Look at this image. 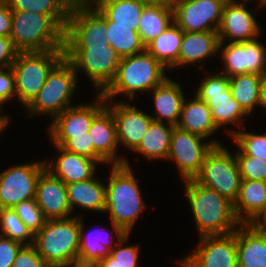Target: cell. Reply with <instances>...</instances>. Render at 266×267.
<instances>
[{"label":"cell","instance_id":"cell-47","mask_svg":"<svg viewBox=\"0 0 266 267\" xmlns=\"http://www.w3.org/2000/svg\"><path fill=\"white\" fill-rule=\"evenodd\" d=\"M12 30V10L0 0V36L9 37Z\"/></svg>","mask_w":266,"mask_h":267},{"label":"cell","instance_id":"cell-19","mask_svg":"<svg viewBox=\"0 0 266 267\" xmlns=\"http://www.w3.org/2000/svg\"><path fill=\"white\" fill-rule=\"evenodd\" d=\"M247 4L231 0L226 2L218 29L219 42L229 40V43H239L260 36L261 27L249 8H246Z\"/></svg>","mask_w":266,"mask_h":267},{"label":"cell","instance_id":"cell-33","mask_svg":"<svg viewBox=\"0 0 266 267\" xmlns=\"http://www.w3.org/2000/svg\"><path fill=\"white\" fill-rule=\"evenodd\" d=\"M184 32L173 22L159 37L151 41L145 49L166 68L178 67V54Z\"/></svg>","mask_w":266,"mask_h":267},{"label":"cell","instance_id":"cell-3","mask_svg":"<svg viewBox=\"0 0 266 267\" xmlns=\"http://www.w3.org/2000/svg\"><path fill=\"white\" fill-rule=\"evenodd\" d=\"M162 63L146 49L132 56L121 58L116 74L110 84L100 93L105 100H115L117 95H126L132 100L136 92H150L167 78Z\"/></svg>","mask_w":266,"mask_h":267},{"label":"cell","instance_id":"cell-53","mask_svg":"<svg viewBox=\"0 0 266 267\" xmlns=\"http://www.w3.org/2000/svg\"><path fill=\"white\" fill-rule=\"evenodd\" d=\"M3 105H4V103H2V102L0 101V113H1L2 110H3V108H2ZM8 118H9L8 116L1 115V114H0V121H9Z\"/></svg>","mask_w":266,"mask_h":267},{"label":"cell","instance_id":"cell-28","mask_svg":"<svg viewBox=\"0 0 266 267\" xmlns=\"http://www.w3.org/2000/svg\"><path fill=\"white\" fill-rule=\"evenodd\" d=\"M66 190L72 213L75 207L104 213L106 185L97 176L66 184Z\"/></svg>","mask_w":266,"mask_h":267},{"label":"cell","instance_id":"cell-2","mask_svg":"<svg viewBox=\"0 0 266 267\" xmlns=\"http://www.w3.org/2000/svg\"><path fill=\"white\" fill-rule=\"evenodd\" d=\"M105 195V211L111 223L130 234L134 224L145 209L138 180L126 159L122 165H111Z\"/></svg>","mask_w":266,"mask_h":267},{"label":"cell","instance_id":"cell-8","mask_svg":"<svg viewBox=\"0 0 266 267\" xmlns=\"http://www.w3.org/2000/svg\"><path fill=\"white\" fill-rule=\"evenodd\" d=\"M73 65L64 57L49 73L43 87L25 108L28 117L36 114L51 116V121L65 109L73 106L72 95L78 79Z\"/></svg>","mask_w":266,"mask_h":267},{"label":"cell","instance_id":"cell-12","mask_svg":"<svg viewBox=\"0 0 266 267\" xmlns=\"http://www.w3.org/2000/svg\"><path fill=\"white\" fill-rule=\"evenodd\" d=\"M106 16L90 1L75 0L64 31V44H109Z\"/></svg>","mask_w":266,"mask_h":267},{"label":"cell","instance_id":"cell-4","mask_svg":"<svg viewBox=\"0 0 266 267\" xmlns=\"http://www.w3.org/2000/svg\"><path fill=\"white\" fill-rule=\"evenodd\" d=\"M64 31L51 15L12 11L10 39L19 52L64 50Z\"/></svg>","mask_w":266,"mask_h":267},{"label":"cell","instance_id":"cell-43","mask_svg":"<svg viewBox=\"0 0 266 267\" xmlns=\"http://www.w3.org/2000/svg\"><path fill=\"white\" fill-rule=\"evenodd\" d=\"M12 267H49L33 245H24L14 260Z\"/></svg>","mask_w":266,"mask_h":267},{"label":"cell","instance_id":"cell-15","mask_svg":"<svg viewBox=\"0 0 266 267\" xmlns=\"http://www.w3.org/2000/svg\"><path fill=\"white\" fill-rule=\"evenodd\" d=\"M191 254L177 260L182 267H238L236 231L201 236Z\"/></svg>","mask_w":266,"mask_h":267},{"label":"cell","instance_id":"cell-20","mask_svg":"<svg viewBox=\"0 0 266 267\" xmlns=\"http://www.w3.org/2000/svg\"><path fill=\"white\" fill-rule=\"evenodd\" d=\"M35 200L47 220L66 219L73 214L67 196L66 184L48 169H45L39 176Z\"/></svg>","mask_w":266,"mask_h":267},{"label":"cell","instance_id":"cell-18","mask_svg":"<svg viewBox=\"0 0 266 267\" xmlns=\"http://www.w3.org/2000/svg\"><path fill=\"white\" fill-rule=\"evenodd\" d=\"M106 108L112 113L116 124L119 145L133 151L143 139L151 122L150 114L132 106L129 102L106 100Z\"/></svg>","mask_w":266,"mask_h":267},{"label":"cell","instance_id":"cell-25","mask_svg":"<svg viewBox=\"0 0 266 267\" xmlns=\"http://www.w3.org/2000/svg\"><path fill=\"white\" fill-rule=\"evenodd\" d=\"M233 207L240 224H252L266 208V181L241 179Z\"/></svg>","mask_w":266,"mask_h":267},{"label":"cell","instance_id":"cell-32","mask_svg":"<svg viewBox=\"0 0 266 267\" xmlns=\"http://www.w3.org/2000/svg\"><path fill=\"white\" fill-rule=\"evenodd\" d=\"M174 125L152 121L139 145L133 150L149 161L167 159Z\"/></svg>","mask_w":266,"mask_h":267},{"label":"cell","instance_id":"cell-23","mask_svg":"<svg viewBox=\"0 0 266 267\" xmlns=\"http://www.w3.org/2000/svg\"><path fill=\"white\" fill-rule=\"evenodd\" d=\"M181 85L167 78L162 84L151 90L155 107V114L151 115L154 121L164 120L177 126L181 116L182 105L185 99Z\"/></svg>","mask_w":266,"mask_h":267},{"label":"cell","instance_id":"cell-30","mask_svg":"<svg viewBox=\"0 0 266 267\" xmlns=\"http://www.w3.org/2000/svg\"><path fill=\"white\" fill-rule=\"evenodd\" d=\"M90 1L106 16V26L133 27V31H138L140 17L146 5L136 0Z\"/></svg>","mask_w":266,"mask_h":267},{"label":"cell","instance_id":"cell-13","mask_svg":"<svg viewBox=\"0 0 266 267\" xmlns=\"http://www.w3.org/2000/svg\"><path fill=\"white\" fill-rule=\"evenodd\" d=\"M46 160L13 166L0 172V208H13L29 199H35L40 174L46 169Z\"/></svg>","mask_w":266,"mask_h":267},{"label":"cell","instance_id":"cell-35","mask_svg":"<svg viewBox=\"0 0 266 267\" xmlns=\"http://www.w3.org/2000/svg\"><path fill=\"white\" fill-rule=\"evenodd\" d=\"M12 11H32L53 16L64 28L75 0H3Z\"/></svg>","mask_w":266,"mask_h":267},{"label":"cell","instance_id":"cell-52","mask_svg":"<svg viewBox=\"0 0 266 267\" xmlns=\"http://www.w3.org/2000/svg\"><path fill=\"white\" fill-rule=\"evenodd\" d=\"M231 1L236 2V0H231ZM249 1L251 2L253 0H242L241 2L246 3V2H249ZM255 1H258L259 2L258 3V6H257L258 8L263 7V6H266V0H255Z\"/></svg>","mask_w":266,"mask_h":267},{"label":"cell","instance_id":"cell-36","mask_svg":"<svg viewBox=\"0 0 266 267\" xmlns=\"http://www.w3.org/2000/svg\"><path fill=\"white\" fill-rule=\"evenodd\" d=\"M104 33L109 45L121 58L145 50L138 31H133V27L106 26Z\"/></svg>","mask_w":266,"mask_h":267},{"label":"cell","instance_id":"cell-38","mask_svg":"<svg viewBox=\"0 0 266 267\" xmlns=\"http://www.w3.org/2000/svg\"><path fill=\"white\" fill-rule=\"evenodd\" d=\"M130 234L117 239L116 246L110 254L97 263L98 267H138V257L140 254L138 245H127Z\"/></svg>","mask_w":266,"mask_h":267},{"label":"cell","instance_id":"cell-37","mask_svg":"<svg viewBox=\"0 0 266 267\" xmlns=\"http://www.w3.org/2000/svg\"><path fill=\"white\" fill-rule=\"evenodd\" d=\"M0 236L17 241L22 245H33L34 235L13 208H0Z\"/></svg>","mask_w":266,"mask_h":267},{"label":"cell","instance_id":"cell-45","mask_svg":"<svg viewBox=\"0 0 266 267\" xmlns=\"http://www.w3.org/2000/svg\"><path fill=\"white\" fill-rule=\"evenodd\" d=\"M16 97L15 77L12 67L0 68V101L6 103Z\"/></svg>","mask_w":266,"mask_h":267},{"label":"cell","instance_id":"cell-24","mask_svg":"<svg viewBox=\"0 0 266 267\" xmlns=\"http://www.w3.org/2000/svg\"><path fill=\"white\" fill-rule=\"evenodd\" d=\"M238 267H266V235L252 224L236 228Z\"/></svg>","mask_w":266,"mask_h":267},{"label":"cell","instance_id":"cell-9","mask_svg":"<svg viewBox=\"0 0 266 267\" xmlns=\"http://www.w3.org/2000/svg\"><path fill=\"white\" fill-rule=\"evenodd\" d=\"M223 146L222 144L211 149L194 180L217 191L234 204L239 193L241 176L235 154L233 156Z\"/></svg>","mask_w":266,"mask_h":267},{"label":"cell","instance_id":"cell-11","mask_svg":"<svg viewBox=\"0 0 266 267\" xmlns=\"http://www.w3.org/2000/svg\"><path fill=\"white\" fill-rule=\"evenodd\" d=\"M204 137L175 126L171 136L167 161H174L183 181L194 179L200 172L206 155L218 140L204 142Z\"/></svg>","mask_w":266,"mask_h":267},{"label":"cell","instance_id":"cell-41","mask_svg":"<svg viewBox=\"0 0 266 267\" xmlns=\"http://www.w3.org/2000/svg\"><path fill=\"white\" fill-rule=\"evenodd\" d=\"M241 179L266 181V161L251 155H235Z\"/></svg>","mask_w":266,"mask_h":267},{"label":"cell","instance_id":"cell-51","mask_svg":"<svg viewBox=\"0 0 266 267\" xmlns=\"http://www.w3.org/2000/svg\"><path fill=\"white\" fill-rule=\"evenodd\" d=\"M144 5H156L162 2H167L166 0H136Z\"/></svg>","mask_w":266,"mask_h":267},{"label":"cell","instance_id":"cell-17","mask_svg":"<svg viewBox=\"0 0 266 267\" xmlns=\"http://www.w3.org/2000/svg\"><path fill=\"white\" fill-rule=\"evenodd\" d=\"M92 104L73 105L56 116L48 127L54 145L62 146L69 138L86 135L93 119L106 107V100L97 93Z\"/></svg>","mask_w":266,"mask_h":267},{"label":"cell","instance_id":"cell-34","mask_svg":"<svg viewBox=\"0 0 266 267\" xmlns=\"http://www.w3.org/2000/svg\"><path fill=\"white\" fill-rule=\"evenodd\" d=\"M261 80L262 76L254 73L229 77V88L232 97L248 115L252 114L251 112L259 104Z\"/></svg>","mask_w":266,"mask_h":267},{"label":"cell","instance_id":"cell-39","mask_svg":"<svg viewBox=\"0 0 266 267\" xmlns=\"http://www.w3.org/2000/svg\"><path fill=\"white\" fill-rule=\"evenodd\" d=\"M231 134L232 139L236 142L239 149L235 155H251L259 157L266 161V135L255 134L254 132H246L243 130L232 131L227 130Z\"/></svg>","mask_w":266,"mask_h":267},{"label":"cell","instance_id":"cell-48","mask_svg":"<svg viewBox=\"0 0 266 267\" xmlns=\"http://www.w3.org/2000/svg\"><path fill=\"white\" fill-rule=\"evenodd\" d=\"M252 225L261 233L266 235V208L264 211L256 218Z\"/></svg>","mask_w":266,"mask_h":267},{"label":"cell","instance_id":"cell-7","mask_svg":"<svg viewBox=\"0 0 266 267\" xmlns=\"http://www.w3.org/2000/svg\"><path fill=\"white\" fill-rule=\"evenodd\" d=\"M64 58V50L18 52L12 70L16 96L27 107L43 87L49 73Z\"/></svg>","mask_w":266,"mask_h":267},{"label":"cell","instance_id":"cell-1","mask_svg":"<svg viewBox=\"0 0 266 267\" xmlns=\"http://www.w3.org/2000/svg\"><path fill=\"white\" fill-rule=\"evenodd\" d=\"M183 182L186 198L199 232L198 237L225 235L236 231L240 222L235 216L232 202L194 179Z\"/></svg>","mask_w":266,"mask_h":267},{"label":"cell","instance_id":"cell-26","mask_svg":"<svg viewBox=\"0 0 266 267\" xmlns=\"http://www.w3.org/2000/svg\"><path fill=\"white\" fill-rule=\"evenodd\" d=\"M218 31L184 32L178 54V67L202 62L218 52Z\"/></svg>","mask_w":266,"mask_h":267},{"label":"cell","instance_id":"cell-40","mask_svg":"<svg viewBox=\"0 0 266 267\" xmlns=\"http://www.w3.org/2000/svg\"><path fill=\"white\" fill-rule=\"evenodd\" d=\"M13 209L33 235L40 231L47 220L35 199L22 201Z\"/></svg>","mask_w":266,"mask_h":267},{"label":"cell","instance_id":"cell-14","mask_svg":"<svg viewBox=\"0 0 266 267\" xmlns=\"http://www.w3.org/2000/svg\"><path fill=\"white\" fill-rule=\"evenodd\" d=\"M228 0H177L173 21L183 32L218 31Z\"/></svg>","mask_w":266,"mask_h":267},{"label":"cell","instance_id":"cell-29","mask_svg":"<svg viewBox=\"0 0 266 267\" xmlns=\"http://www.w3.org/2000/svg\"><path fill=\"white\" fill-rule=\"evenodd\" d=\"M80 217V237H79V252H78V260L79 262L84 263H93L97 264L100 260L108 256L111 252V250L116 246V243H112L113 236L117 237V239H121L126 233L117 225L112 223V227L114 228L113 231L115 233H107V230L105 231L106 236L103 237L100 236V234H104V232H101L100 229L97 230L99 235L89 233V235L85 232V228L83 225L82 217L83 215H79ZM92 232V231H91ZM86 234L88 236H86ZM91 235V236H90ZM108 235H111L110 237ZM100 236V237H99ZM103 237V238H102ZM106 238V240H105ZM112 238V239H110ZM111 241H110V240Z\"/></svg>","mask_w":266,"mask_h":267},{"label":"cell","instance_id":"cell-42","mask_svg":"<svg viewBox=\"0 0 266 267\" xmlns=\"http://www.w3.org/2000/svg\"><path fill=\"white\" fill-rule=\"evenodd\" d=\"M61 147L67 151L94 160V146L89 132H86V135L69 138Z\"/></svg>","mask_w":266,"mask_h":267},{"label":"cell","instance_id":"cell-6","mask_svg":"<svg viewBox=\"0 0 266 267\" xmlns=\"http://www.w3.org/2000/svg\"><path fill=\"white\" fill-rule=\"evenodd\" d=\"M64 57L101 93L113 80L121 57L109 44H64Z\"/></svg>","mask_w":266,"mask_h":267},{"label":"cell","instance_id":"cell-27","mask_svg":"<svg viewBox=\"0 0 266 267\" xmlns=\"http://www.w3.org/2000/svg\"><path fill=\"white\" fill-rule=\"evenodd\" d=\"M180 129L197 134L205 139L219 130L212 118L211 109L195 94L192 99H184L181 116L177 125Z\"/></svg>","mask_w":266,"mask_h":267},{"label":"cell","instance_id":"cell-16","mask_svg":"<svg viewBox=\"0 0 266 267\" xmlns=\"http://www.w3.org/2000/svg\"><path fill=\"white\" fill-rule=\"evenodd\" d=\"M218 53L223 60L222 73L227 77L238 74H266V48L258 38L239 42H219Z\"/></svg>","mask_w":266,"mask_h":267},{"label":"cell","instance_id":"cell-55","mask_svg":"<svg viewBox=\"0 0 266 267\" xmlns=\"http://www.w3.org/2000/svg\"><path fill=\"white\" fill-rule=\"evenodd\" d=\"M168 3H170V4H172V3H174L175 1H177V0H166Z\"/></svg>","mask_w":266,"mask_h":267},{"label":"cell","instance_id":"cell-31","mask_svg":"<svg viewBox=\"0 0 266 267\" xmlns=\"http://www.w3.org/2000/svg\"><path fill=\"white\" fill-rule=\"evenodd\" d=\"M173 22V8L170 3L145 6L138 24V33L145 47L167 30Z\"/></svg>","mask_w":266,"mask_h":267},{"label":"cell","instance_id":"cell-21","mask_svg":"<svg viewBox=\"0 0 266 267\" xmlns=\"http://www.w3.org/2000/svg\"><path fill=\"white\" fill-rule=\"evenodd\" d=\"M88 132L94 146V160L109 166L125 163L126 159L116 154L119 147L116 124L106 107L93 119Z\"/></svg>","mask_w":266,"mask_h":267},{"label":"cell","instance_id":"cell-22","mask_svg":"<svg viewBox=\"0 0 266 267\" xmlns=\"http://www.w3.org/2000/svg\"><path fill=\"white\" fill-rule=\"evenodd\" d=\"M54 147L60 154L58 158L45 163L46 169L65 184L84 181L96 176V165H98L96 160L67 151L59 145H54Z\"/></svg>","mask_w":266,"mask_h":267},{"label":"cell","instance_id":"cell-5","mask_svg":"<svg viewBox=\"0 0 266 267\" xmlns=\"http://www.w3.org/2000/svg\"><path fill=\"white\" fill-rule=\"evenodd\" d=\"M80 217L48 219L34 235L33 246L49 267H61L78 260Z\"/></svg>","mask_w":266,"mask_h":267},{"label":"cell","instance_id":"cell-10","mask_svg":"<svg viewBox=\"0 0 266 267\" xmlns=\"http://www.w3.org/2000/svg\"><path fill=\"white\" fill-rule=\"evenodd\" d=\"M205 78L201 81L195 95L202 101L206 102L211 109L212 118L216 126L220 127L233 124L238 127L246 128L240 125L243 119L249 116L238 102L232 97L229 88V77L221 72L211 74L205 73Z\"/></svg>","mask_w":266,"mask_h":267},{"label":"cell","instance_id":"cell-50","mask_svg":"<svg viewBox=\"0 0 266 267\" xmlns=\"http://www.w3.org/2000/svg\"><path fill=\"white\" fill-rule=\"evenodd\" d=\"M61 267H98L97 264L75 261Z\"/></svg>","mask_w":266,"mask_h":267},{"label":"cell","instance_id":"cell-46","mask_svg":"<svg viewBox=\"0 0 266 267\" xmlns=\"http://www.w3.org/2000/svg\"><path fill=\"white\" fill-rule=\"evenodd\" d=\"M18 52L9 37L0 36V68L11 67Z\"/></svg>","mask_w":266,"mask_h":267},{"label":"cell","instance_id":"cell-44","mask_svg":"<svg viewBox=\"0 0 266 267\" xmlns=\"http://www.w3.org/2000/svg\"><path fill=\"white\" fill-rule=\"evenodd\" d=\"M23 246L17 241L0 236V267H12Z\"/></svg>","mask_w":266,"mask_h":267},{"label":"cell","instance_id":"cell-49","mask_svg":"<svg viewBox=\"0 0 266 267\" xmlns=\"http://www.w3.org/2000/svg\"><path fill=\"white\" fill-rule=\"evenodd\" d=\"M264 108L263 113H266V74L262 76V80L260 83V93H259V104L258 106Z\"/></svg>","mask_w":266,"mask_h":267},{"label":"cell","instance_id":"cell-54","mask_svg":"<svg viewBox=\"0 0 266 267\" xmlns=\"http://www.w3.org/2000/svg\"><path fill=\"white\" fill-rule=\"evenodd\" d=\"M9 121H0V133L8 126Z\"/></svg>","mask_w":266,"mask_h":267}]
</instances>
